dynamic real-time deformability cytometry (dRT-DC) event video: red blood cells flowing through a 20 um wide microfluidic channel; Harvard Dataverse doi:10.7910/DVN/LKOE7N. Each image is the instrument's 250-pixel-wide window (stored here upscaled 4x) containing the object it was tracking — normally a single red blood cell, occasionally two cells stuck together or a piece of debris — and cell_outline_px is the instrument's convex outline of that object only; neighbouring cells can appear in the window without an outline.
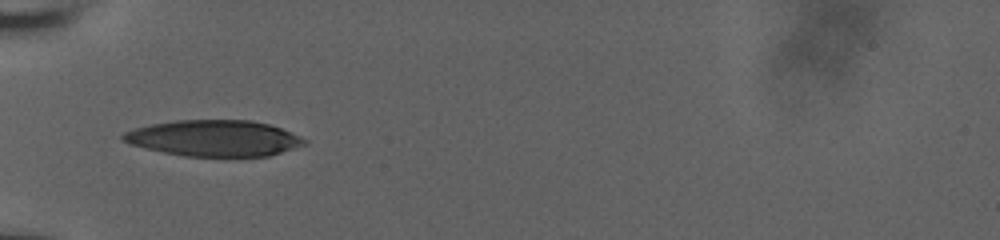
{"species": "human", "species_latin": "Homo sapiens", "temperature_condition": "room temperature", "stored_images_in_passage": 27, "camera_frame_rate_fps": 3000, "um_per_image_px": 0.085, "donor": {"sex": "male"}, "frame": {"image": 1, "passage_image": 8, "time_ms": 2.333, "image_size_px": [1000, 240], "cell_outline_px": [[308, 144], [268, 156], [184, 156], [164, 152], [132, 144], [124, 140], [120, 136], [124, 132], [136, 128], [152, 124], [176, 120], [252, 120], [268, 124], [280, 128], [300, 136], [308, 140]], "centroid_in_image_um": [18.25, 11.74], "position_along_channel_um": 66.8, "area_um2": 37.86}}
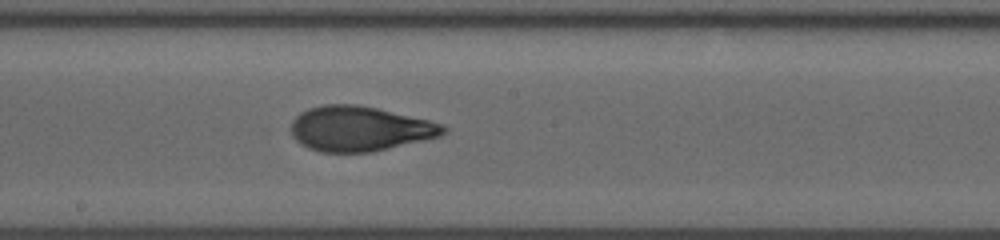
{"frame": {"image": 2, "passage_image": 13, "time_ms": 4.0, "image_size_px": [1000, 240], "cell_outline_px": [[448, 128], [440, 136], [372, 152], [320, 152], [308, 148], [300, 144], [292, 136], [292, 120], [300, 112], [308, 108], [324, 104], [356, 104], [376, 108], [428, 120], [444, 124]], "centroid_in_image_um": [30.54, 10.94], "position_along_channel_um": 217.7, "area_um2": 39.77}}
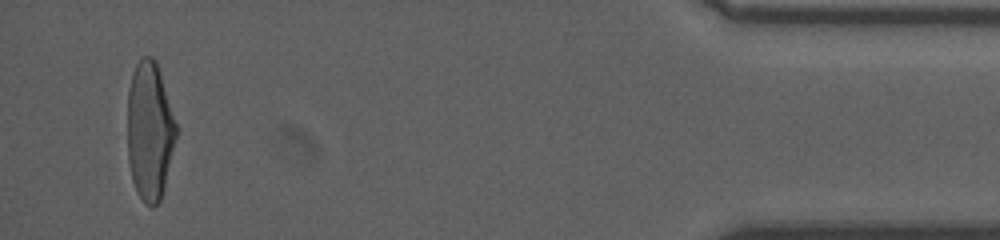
{"frame": {"image": 3, "passage_image": 27, "time_ms": 8.667, "image_size_px": [1000, 240], "cell_outline_px": [[176, 136], [164, 188], [160, 200], [152, 208], [144, 204], [132, 180], [128, 160], [128, 92], [132, 72], [136, 64], [144, 56], [152, 56], [156, 60], [160, 72], [176, 124]], "centroid_in_image_um": [12.71, 11.13], "position_along_channel_um": 422.5, "area_um2": 38.96}}